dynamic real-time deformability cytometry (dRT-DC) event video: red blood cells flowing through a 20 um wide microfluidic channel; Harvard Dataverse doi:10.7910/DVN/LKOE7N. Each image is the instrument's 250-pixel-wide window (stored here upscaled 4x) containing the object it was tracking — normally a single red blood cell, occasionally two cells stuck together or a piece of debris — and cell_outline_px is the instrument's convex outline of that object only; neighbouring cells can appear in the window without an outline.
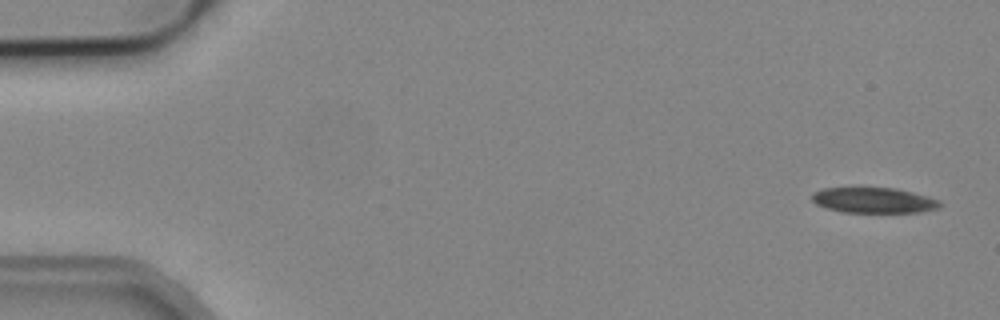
{"species": "common noctule bat (a hibernating species)", "species_latin": "Nyctalus noctula", "temperature_condition": "cold", "stored_images_in_passage": 6, "camera_frame_rate_fps": 3000, "um_per_image_px": 0.085, "animal": {"sex": "male", "body_mass_g": 19.2, "forearm_length_mm": 51.8}, "frame": {"image": 1, "passage_image": 1, "time_ms": 0.0, "image_size_px": [1000, 320], "cell_outline_px": [[940, 208], [920, 212], [840, 212], [816, 204], [812, 200], [812, 192], [820, 188], [860, 184], [896, 188], [912, 192], [940, 200]], "centroid_in_image_um": [74.18, 16.96], "position_along_channel_um": 10.8, "area_um2": 20.06}}
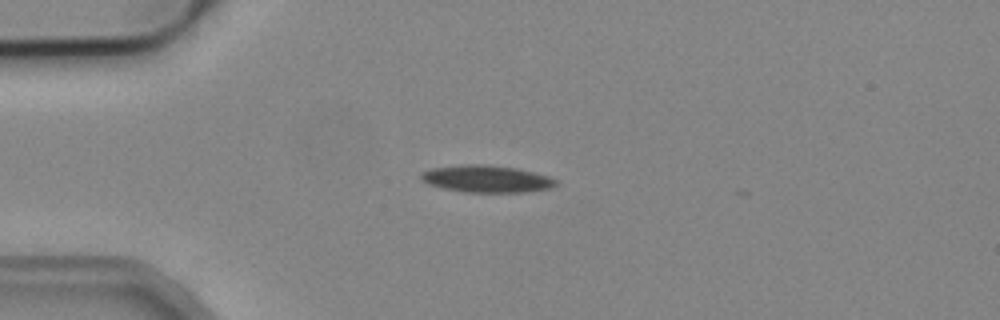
{"frame": {"image": 2, "passage_image": 4, "time_ms": 1.0, "image_size_px": [1000, 320], "cell_outline_px": [[560, 184], [552, 188], [524, 192], [464, 192], [440, 188], [428, 184], [420, 180], [420, 172], [432, 168], [464, 164], [484, 164], [516, 168], [548, 176], [556, 180]], "centroid_in_image_um": [41.33, 15.21], "position_along_channel_um": 43.7, "area_um2": 21.5}}